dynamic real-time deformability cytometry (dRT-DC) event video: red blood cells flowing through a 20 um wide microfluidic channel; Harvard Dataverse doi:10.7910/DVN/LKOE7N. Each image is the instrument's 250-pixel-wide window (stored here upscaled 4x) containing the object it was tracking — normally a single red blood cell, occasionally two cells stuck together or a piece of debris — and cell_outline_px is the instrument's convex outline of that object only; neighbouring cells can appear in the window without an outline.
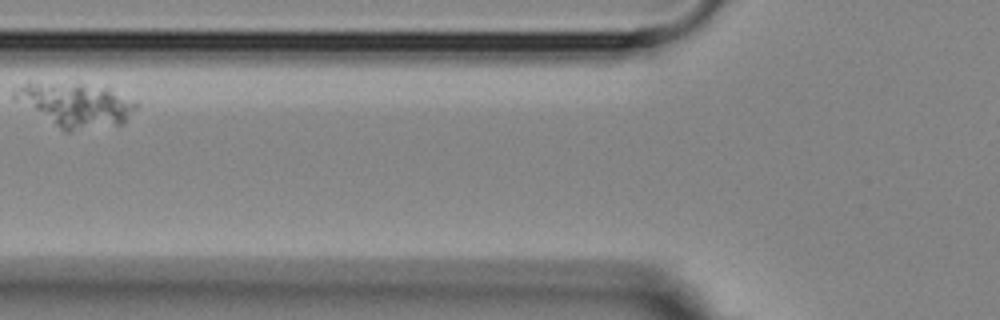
{"species": "Egyptian fruit bat (a non-hibernating species)", "species_latin": "Rousettus aegyptiacus", "temperature_condition": "room temperature", "stored_images_in_passage": 9, "segment_of_instrument_passage": [1, 2], "camera_frame_rate_fps": 3000, "um_per_image_px": 0.085, "animal": {"sex": "female"}, "frame": {"image": 1, "passage_image": 3, "time_ms": 2.333, "image_size_px": [1000, 320], "cell_outline_px": [[140, 104], [124, 124], [72, 132], [64, 132], [12, 100], [12, 92], [28, 80], [80, 84], [108, 88], [136, 100]], "centroid_in_image_um": [6.37, 8.91], "position_along_channel_um": 119.4, "area_um2": 32.37}}
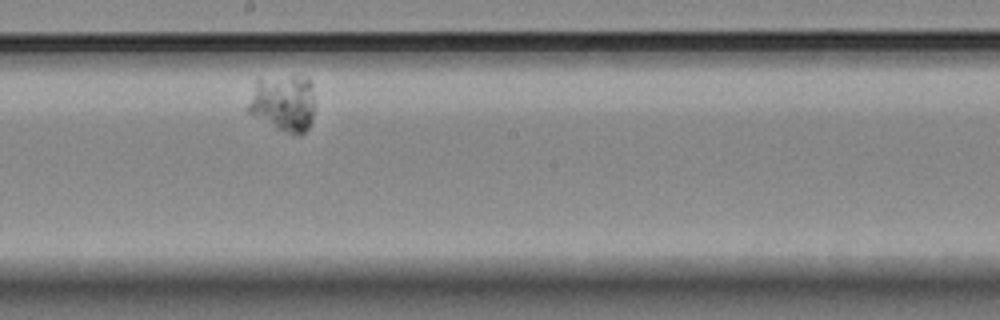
{"frame": {"image": 2, "passage_image": 6, "time_ms": 5.667, "image_size_px": [1000, 320], "cell_outline_px": [[312, 120], [308, 128], [300, 136], [292, 136], [244, 112], [244, 108], [256, 80], [292, 76], [308, 76], [312, 84]], "centroid_in_image_um": [24.03, 8.79], "position_along_channel_um": 224.2, "area_um2": 22.54}}
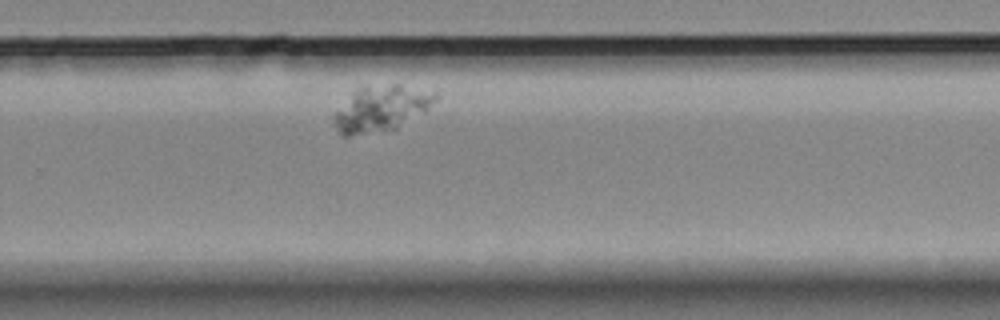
{"frame": {"image": 3, "passage_image": 8, "time_ms": 8.0, "image_size_px": [1000, 320], "cell_outline_px": [[440, 96], [428, 108], [396, 128], [384, 132], [348, 136], [340, 136], [332, 120], [332, 116], [356, 88], [368, 84], [400, 84], [436, 88]], "centroid_in_image_um": [32.44, 9.17], "position_along_channel_um": 297.4, "area_um2": 27.92}}